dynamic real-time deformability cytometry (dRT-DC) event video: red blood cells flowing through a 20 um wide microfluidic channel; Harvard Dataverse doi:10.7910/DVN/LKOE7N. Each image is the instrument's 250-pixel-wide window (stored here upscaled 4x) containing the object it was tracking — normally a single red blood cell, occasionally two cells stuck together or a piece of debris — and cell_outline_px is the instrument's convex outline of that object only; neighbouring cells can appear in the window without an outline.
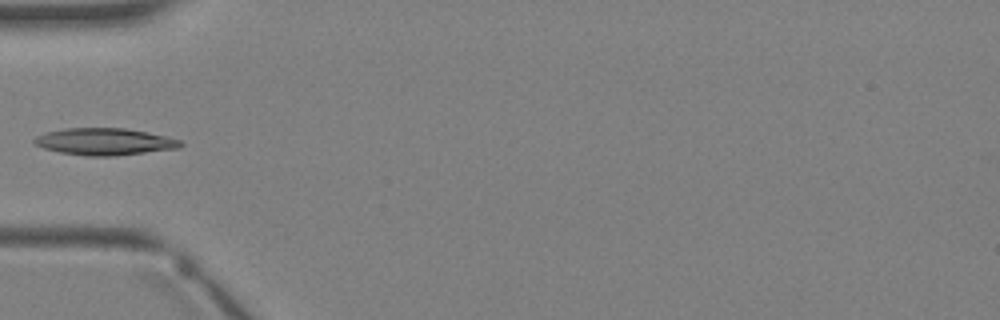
{"species": "Egyptian fruit bat (a non-hibernating species)", "species_latin": "Rousettus aegyptiacus", "temperature_condition": "warm", "stored_images_in_passage": 3, "camera_frame_rate_fps": 3000, "um_per_image_px": 0.085, "animal": {"sex": "female"}, "frame": {"image": 1, "passage_image": 3, "time_ms": 2.333, "image_size_px": [1000, 320], "cell_outline_px": [[184, 144], [180, 148], [116, 156], [88, 156], [60, 152], [44, 148], [36, 144], [32, 140], [36, 136], [44, 132], [64, 128], [124, 128], [148, 132], [180, 140]], "centroid_in_image_um": [8.89, 12.04], "position_along_channel_um": 76.1, "area_um2": 23.0}}